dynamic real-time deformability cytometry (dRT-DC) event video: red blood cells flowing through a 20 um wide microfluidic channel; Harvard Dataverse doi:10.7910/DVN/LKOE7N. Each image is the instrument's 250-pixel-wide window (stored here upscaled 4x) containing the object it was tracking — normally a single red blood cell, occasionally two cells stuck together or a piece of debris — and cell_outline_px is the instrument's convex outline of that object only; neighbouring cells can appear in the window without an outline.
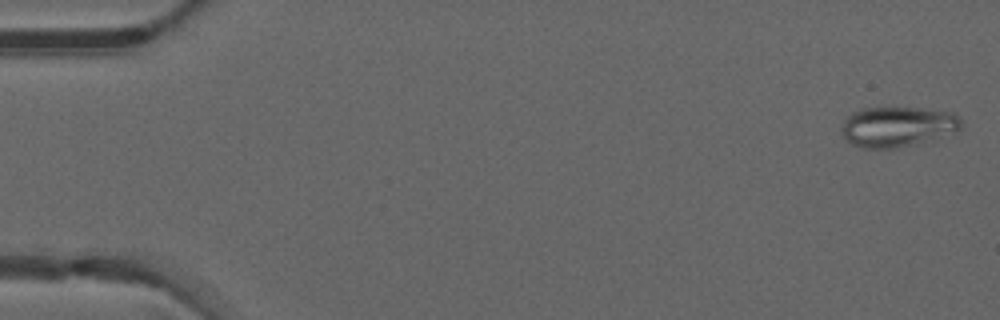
{"species": "common noctule bat (a hibernating species)", "species_latin": "Nyctalus noctula", "temperature_condition": "warm", "stored_images_in_passage": 46, "camera_frame_rate_fps": 3000, "um_per_image_px": 0.085, "animal": {"sex": "male", "forearm_length_mm": 52.5}, "frame": {"image": 1, "passage_image": 1, "time_ms": 0.0, "image_size_px": [1000, 320], "cell_outline_px": [[964, 128], [956, 132], [912, 144], [896, 148], [864, 148], [852, 144], [844, 136], [840, 128], [844, 120], [852, 112], [860, 108], [920, 108], [952, 112], [960, 120]], "centroid_in_image_um": [76.28, 10.75], "position_along_channel_um": 8.7, "area_um2": 27.86}}
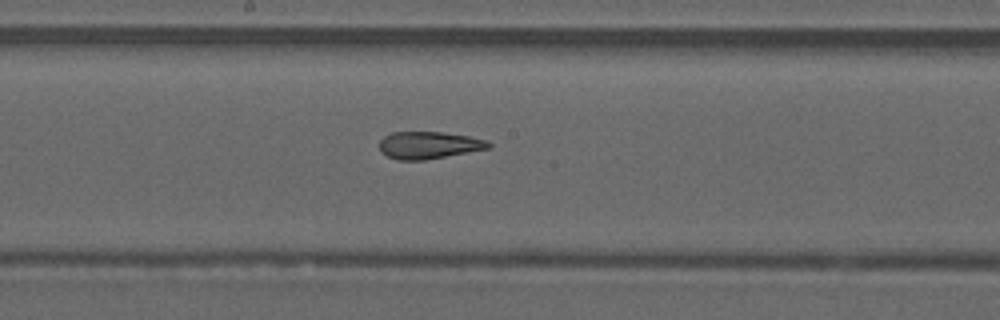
{"frame": {"image": 2, "passage_image": 26, "time_ms": 8.333, "image_size_px": [1000, 320], "cell_outline_px": [[492, 148], [424, 160], [396, 160], [380, 152], [380, 140], [384, 136], [392, 132], [440, 132], [468, 136], [488, 140], [492, 144]], "centroid_in_image_um": [36.46, 12.34], "position_along_channel_um": 211.7, "area_um2": 17.4}}
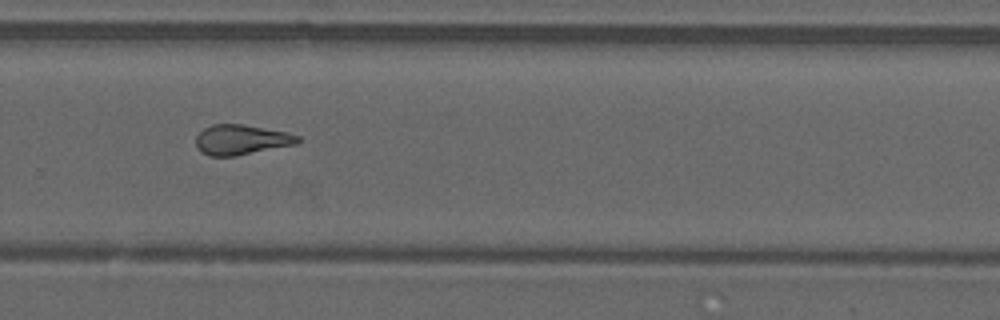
{"frame": {"image": 3, "passage_image": 33, "time_ms": 10.667, "image_size_px": [1000, 320], "cell_outline_px": [[300, 140], [296, 144], [236, 156], [208, 156], [200, 152], [196, 148], [196, 136], [204, 128], [212, 124], [244, 124], [288, 132], [300, 136]], "centroid_in_image_um": [20.49, 11.88], "position_along_channel_um": 309.3, "area_um2": 18.03}}